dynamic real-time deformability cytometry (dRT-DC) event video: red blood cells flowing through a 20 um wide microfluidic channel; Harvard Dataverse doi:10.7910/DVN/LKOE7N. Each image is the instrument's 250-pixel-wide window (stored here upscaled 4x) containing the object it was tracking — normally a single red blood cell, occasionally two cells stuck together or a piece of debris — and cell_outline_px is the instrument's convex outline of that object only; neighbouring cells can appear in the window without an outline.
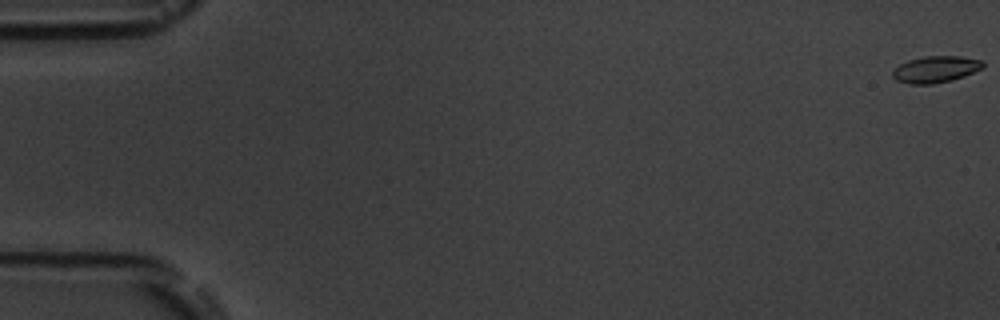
{"species": "common noctule bat (a hibernating species)", "species_latin": "Nyctalus noctula", "temperature_condition": "room temperature", "stored_images_in_passage": 5, "camera_frame_rate_fps": 3000, "um_per_image_px": 0.085, "animal": {"sex": "male", "body_mass_g": 19.5, "forearm_length_mm": 54.6}, "frame": {"image": 1, "passage_image": 1, "time_ms": 0.0, "image_size_px": [1000, 320], "cell_outline_px": [[984, 64], [980, 68], [964, 76], [952, 80], [932, 84], [908, 84], [896, 80], [892, 76], [892, 72], [900, 64], [908, 60], [924, 56], [960, 56], [980, 60]], "centroid_in_image_um": [79.48, 5.89], "position_along_channel_um": 5.5, "area_um2": 13.81}}
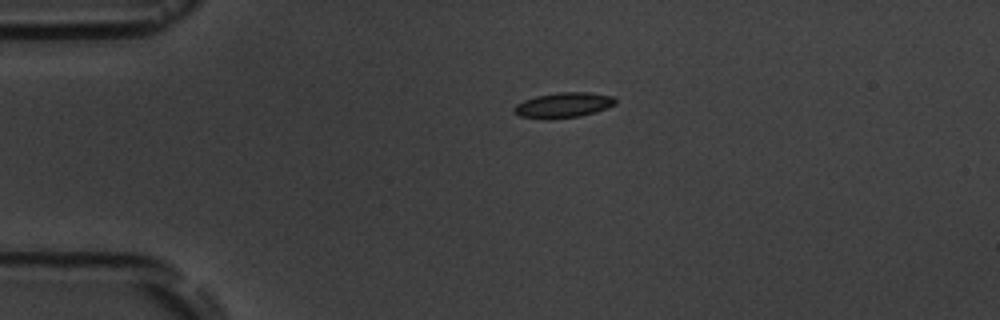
{"frame": {"image": 2, "passage_image": 4, "time_ms": 4.333, "image_size_px": [1000, 320], "cell_outline_px": [[616, 104], [596, 112], [580, 116], [548, 120], [520, 116], [512, 112], [512, 108], [516, 104], [524, 100], [536, 96], [560, 92], [588, 92], [612, 96], [616, 100]], "centroid_in_image_um": [47.85, 8.95], "position_along_channel_um": 37.1, "area_um2": 15.03}}